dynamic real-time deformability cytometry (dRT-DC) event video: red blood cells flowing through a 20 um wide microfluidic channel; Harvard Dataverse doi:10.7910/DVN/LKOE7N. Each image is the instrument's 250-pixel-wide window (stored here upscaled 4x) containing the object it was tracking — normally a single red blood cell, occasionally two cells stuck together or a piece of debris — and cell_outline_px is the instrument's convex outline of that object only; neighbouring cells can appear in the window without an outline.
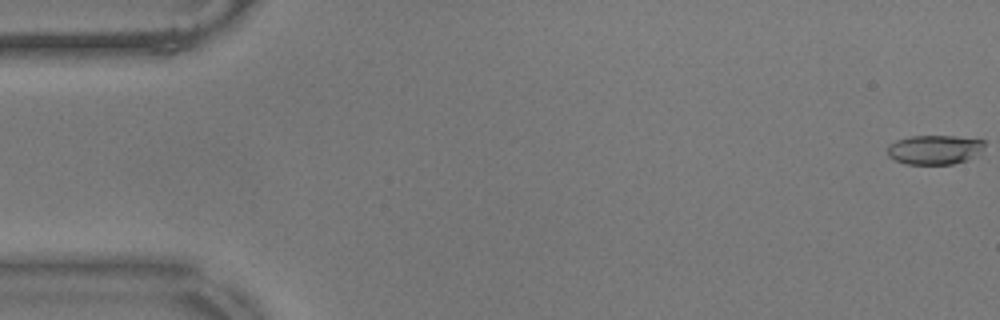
{"species": "common noctule bat (a hibernating species)", "species_latin": "Nyctalus noctula", "temperature_condition": "warm", "stored_images_in_passage": 11, "camera_frame_rate_fps": 3000, "um_per_image_px": 0.085, "animal": {"sex": "male", "body_mass_g": 17.9}, "frame": {"image": 1, "passage_image": 1, "time_ms": 0.0, "image_size_px": [1000, 320], "cell_outline_px": [[984, 144], [968, 160], [952, 164], [904, 164], [888, 156], [888, 144], [896, 140], [912, 136], [956, 136], [984, 140]], "centroid_in_image_um": [79.37, 12.72], "position_along_channel_um": 5.6, "area_um2": 16.36}}